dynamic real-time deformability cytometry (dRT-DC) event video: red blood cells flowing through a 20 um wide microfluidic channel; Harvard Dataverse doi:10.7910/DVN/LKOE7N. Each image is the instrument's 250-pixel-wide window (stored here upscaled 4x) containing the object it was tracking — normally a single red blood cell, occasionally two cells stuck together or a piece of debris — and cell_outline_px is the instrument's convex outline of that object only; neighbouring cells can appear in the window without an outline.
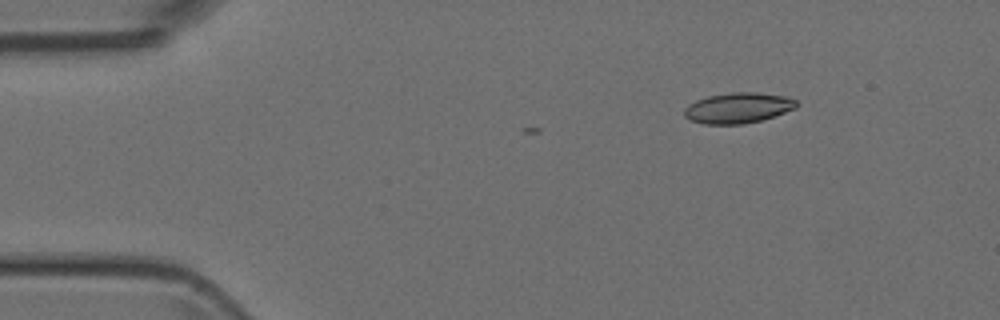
{"species": "Egyptian fruit bat (a non-hibernating species)", "species_latin": "Rousettus aegyptiacus", "temperature_condition": "room temperature", "stored_images_in_passage": 5, "camera_frame_rate_fps": 3000, "um_per_image_px": 0.085, "animal": {"sex": "female"}, "frame": {"image": 1, "passage_image": 1, "time_ms": 0.0, "image_size_px": [1000, 320], "cell_outline_px": [[796, 108], [760, 120], [740, 124], [704, 124], [692, 120], [684, 116], [684, 108], [688, 104], [696, 100], [708, 96], [732, 92], [756, 92], [788, 96], [796, 100]], "centroid_in_image_um": [62.71, 9.16], "position_along_channel_um": 22.3, "area_um2": 19.83}}